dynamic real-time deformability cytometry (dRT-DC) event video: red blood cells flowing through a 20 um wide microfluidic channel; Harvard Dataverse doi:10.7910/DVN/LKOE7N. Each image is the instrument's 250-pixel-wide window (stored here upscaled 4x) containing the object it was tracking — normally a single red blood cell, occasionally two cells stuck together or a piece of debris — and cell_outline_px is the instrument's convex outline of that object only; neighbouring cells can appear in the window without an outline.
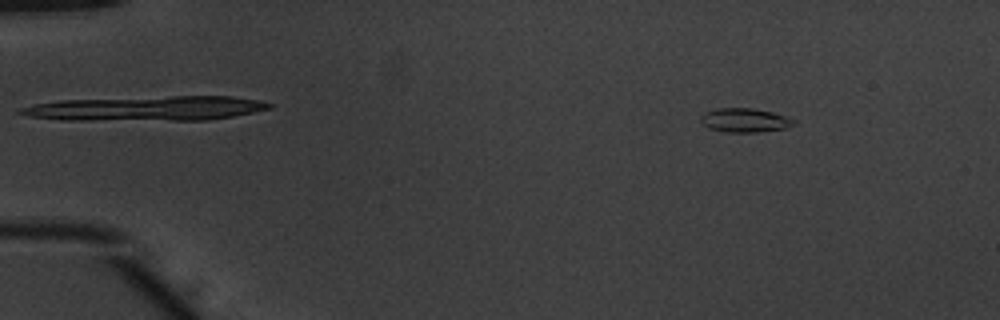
{"species": "common noctule bat (a hibernating species)", "species_latin": "Nyctalus noctula", "temperature_condition": "warm", "stored_images_in_passage": 46, "camera_frame_rate_fps": 3000, "um_per_image_px": 0.085, "animal": {"sex": "male", "body_mass_g": 20.1, "forearm_length_mm": 53.5}, "frame": {"image": 1, "passage_image": 1, "time_ms": 0.0, "image_size_px": [1000, 320], "cell_outline_px": [[796, 124], [784, 128], [756, 132], [724, 132], [708, 128], [700, 120], [700, 116], [704, 112], [716, 108], [752, 108], [772, 112], [788, 116], [796, 120]], "centroid_in_image_um": [63.3, 10.21], "position_along_channel_um": 21.7, "area_um2": 13.12}}
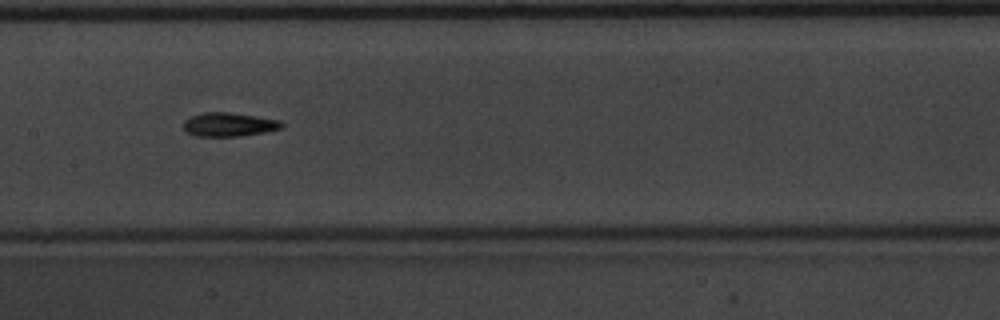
{"frame": {"image": 2, "passage_image": 21, "time_ms": 6.667, "image_size_px": [1000, 320], "cell_outline_px": [[284, 124], [280, 128], [264, 132], [240, 136], [196, 136], [188, 132], [184, 128], [184, 120], [188, 116], [204, 112], [228, 112], [256, 116], [280, 120]], "centroid_in_image_um": [19.43, 10.57], "position_along_channel_um": 188.0, "area_um2": 13.58}}
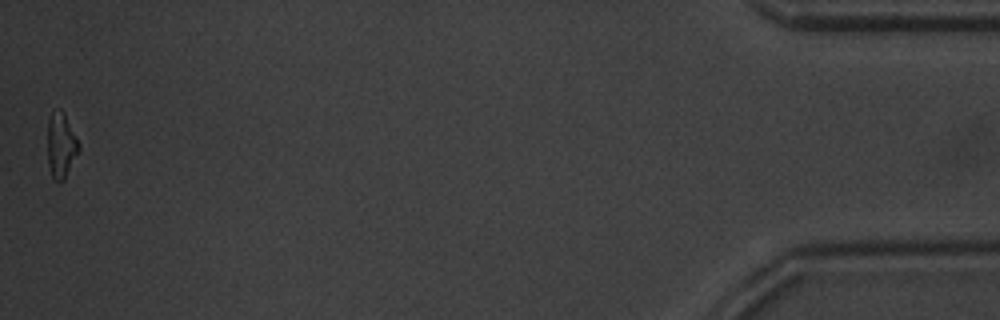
{"frame": {"image": 3, "passage_image": 46, "time_ms": 15.0, "image_size_px": [1000, 320], "cell_outline_px": [[80, 148], [64, 180], [60, 184], [52, 176], [48, 164], [48, 120], [52, 112], [60, 108], [64, 112], [80, 144]], "centroid_in_image_um": [5.19, 12.35], "position_along_channel_um": 430.0, "area_um2": 11.85}, "authors_computed_cell_mechanics": {"area_um2": 12.9761, "velocity_mm_per_s": 3.9462, "shape_relaxation_time_tau1_ms": 3.688, "shape_relaxation_time_tau2_ms": 8.8014, "deformation_change_tau1": 0.1568, "deformation_change_tau2": 0.2025}}